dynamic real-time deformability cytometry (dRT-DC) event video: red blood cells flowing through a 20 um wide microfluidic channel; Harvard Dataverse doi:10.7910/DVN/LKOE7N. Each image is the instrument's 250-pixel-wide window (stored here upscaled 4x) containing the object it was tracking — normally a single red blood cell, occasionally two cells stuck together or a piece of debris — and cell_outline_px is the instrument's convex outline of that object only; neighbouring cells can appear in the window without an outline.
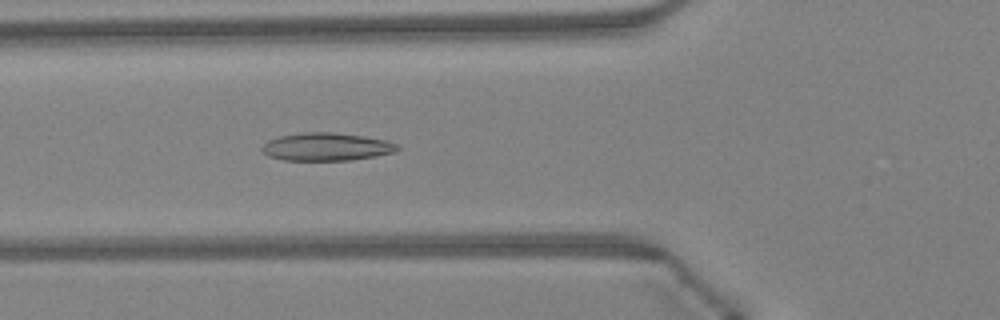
{"species": "Egyptian fruit bat (a non-hibernating species)", "species_latin": "Rousettus aegyptiacus", "temperature_condition": "warm", "stored_images_in_passage": 45, "camera_frame_rate_fps": 3000, "um_per_image_px": 0.085, "animal": {"sex": "female"}, "frame": {"image": 1, "passage_image": 15, "time_ms": 4.667, "image_size_px": [1000, 320], "cell_outline_px": [[400, 148], [396, 152], [376, 156], [352, 160], [284, 160], [268, 156], [260, 148], [268, 140], [280, 136], [304, 132], [332, 132], [364, 136], [384, 140], [396, 144]], "centroid_in_image_um": [27.75, 12.48], "position_along_channel_um": 98.1, "area_um2": 21.96}}
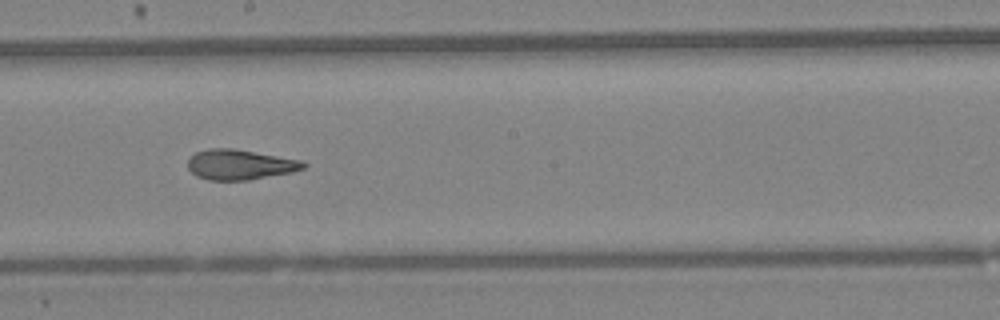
{"frame": {"image": 2, "passage_image": 24, "time_ms": 7.667, "image_size_px": [1000, 320], "cell_outline_px": [[308, 164], [304, 168], [292, 172], [248, 180], [208, 180], [196, 176], [188, 168], [188, 160], [196, 152], [208, 148], [232, 148], [304, 160]], "centroid_in_image_um": [20.42, 13.99], "position_along_channel_um": 227.8, "area_um2": 20.4}}
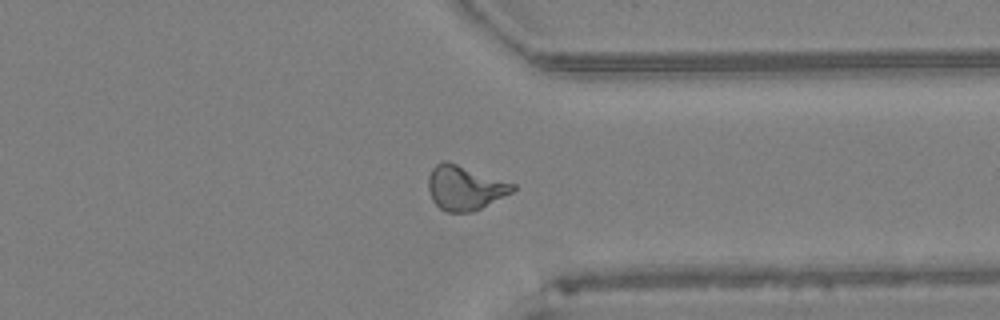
{"frame": {"image": 3, "passage_image": 34, "time_ms": 11.0, "image_size_px": [1000, 320], "cell_outline_px": [[516, 188], [512, 192], [472, 212], [448, 212], [440, 208], [432, 200], [428, 188], [428, 176], [432, 168], [436, 164], [444, 160], [448, 160], [516, 184]], "centroid_in_image_um": [39.49, 15.94], "position_along_channel_um": 371.9, "area_um2": 21.91}, "authors_computed_cell_mechanics": {"area_um2": 20.808, "velocity_mm_per_s": 4.3515, "shape_relaxation_time_tau1_ms": null, "shape_relaxation_time_tau2_ms": 1.3275, "deformation_change_tau1": null, "deformation_change_tau2": 0.0796}}